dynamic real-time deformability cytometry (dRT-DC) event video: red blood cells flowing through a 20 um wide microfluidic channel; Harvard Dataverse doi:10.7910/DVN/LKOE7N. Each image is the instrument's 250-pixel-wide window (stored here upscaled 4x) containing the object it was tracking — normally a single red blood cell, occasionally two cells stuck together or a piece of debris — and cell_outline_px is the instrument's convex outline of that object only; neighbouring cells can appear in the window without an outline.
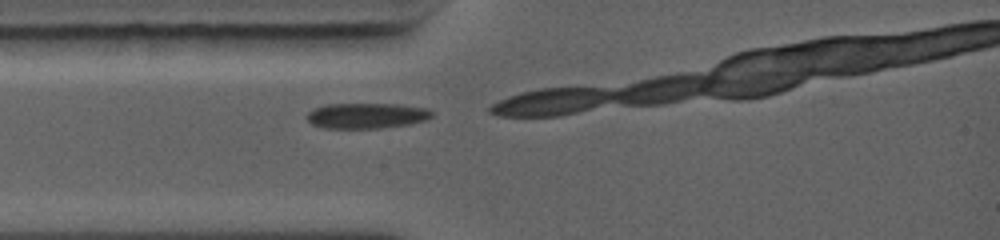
{"species": "common noctule bat (a hibernating species)", "species_latin": "Nyctalus noctula", "temperature_condition": "warm", "stored_images_in_passage": 3, "camera_frame_rate_fps": 5000, "um_per_image_px": 0.085, "animal": {"sex": "female", "body_mass_g": 19.0, "forearm_length_mm": 56.7}, "frame": {"image": 1, "passage_image": 1, "time_ms": 0.0, "image_size_px": [1000, 240], "cell_outline_px": [[432, 116], [424, 120], [408, 124], [380, 128], [324, 128], [312, 124], [304, 116], [308, 112], [324, 104], [396, 104], [428, 108], [432, 112]], "centroid_in_image_um": [31.12, 9.83], "position_along_channel_um": 53.9, "area_um2": 18.5}}